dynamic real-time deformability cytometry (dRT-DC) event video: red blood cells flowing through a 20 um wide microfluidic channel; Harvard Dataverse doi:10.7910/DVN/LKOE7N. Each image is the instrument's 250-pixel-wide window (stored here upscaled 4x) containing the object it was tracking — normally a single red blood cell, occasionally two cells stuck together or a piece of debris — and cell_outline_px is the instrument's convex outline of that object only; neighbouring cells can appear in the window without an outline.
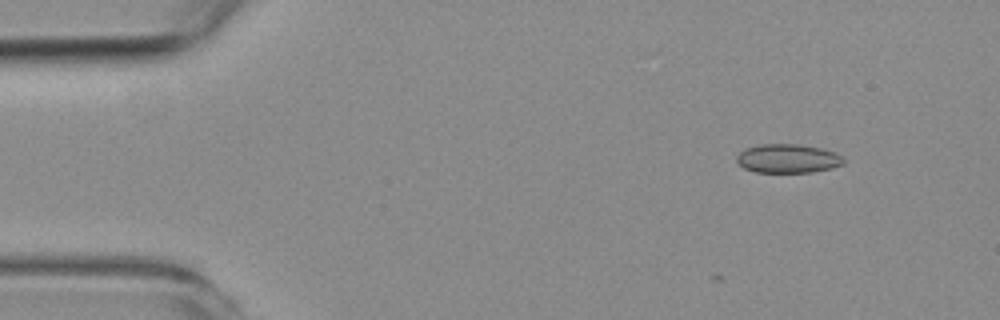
{"species": "common noctule bat (a hibernating species)", "species_latin": "Nyctalus noctula", "temperature_condition": "room temperature", "stored_images_in_passage": 2, "camera_frame_rate_fps": 3000, "um_per_image_px": 0.085, "animal": {"sex": "female", "body_mass_g": 19.3, "forearm_length_mm": 54.1}, "frame": {"image": 1, "passage_image": 2, "time_ms": 0.333, "image_size_px": [1000, 320], "cell_outline_px": [[844, 164], [832, 168], [812, 172], [756, 172], [744, 168], [736, 160], [736, 156], [744, 148], [760, 144], [800, 144], [820, 148], [836, 152], [844, 160]], "centroid_in_image_um": [66.96, 13.47], "position_along_channel_um": 18.0, "area_um2": 18.03}}